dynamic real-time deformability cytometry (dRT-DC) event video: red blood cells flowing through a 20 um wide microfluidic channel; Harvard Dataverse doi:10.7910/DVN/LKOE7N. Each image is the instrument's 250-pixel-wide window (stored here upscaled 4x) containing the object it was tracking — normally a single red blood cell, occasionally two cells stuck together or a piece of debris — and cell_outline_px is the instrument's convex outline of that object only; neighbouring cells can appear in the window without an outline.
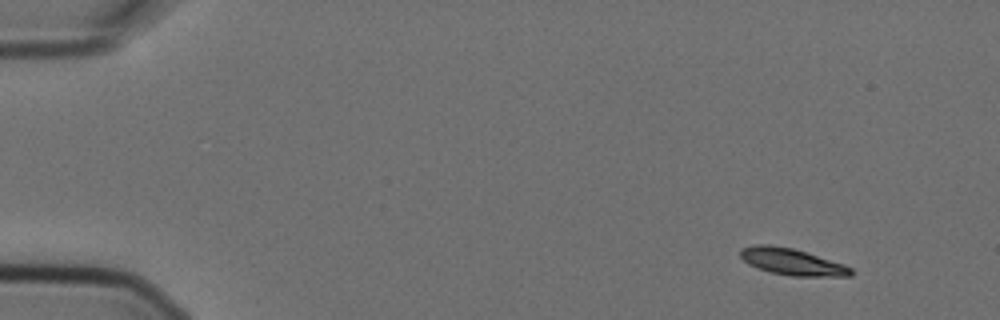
{"species": "Egyptian fruit bat (a non-hibernating species)", "species_latin": "Rousettus aegyptiacus", "temperature_condition": "cold", "stored_images_in_passage": 4, "camera_frame_rate_fps": 3000, "um_per_image_px": 0.085, "animal": {"sex": "female"}, "frame": {"image": 1, "passage_image": 1, "time_ms": 0.0, "image_size_px": [1000, 320], "cell_outline_px": [[856, 272], [852, 276], [792, 276], [772, 272], [748, 264], [740, 256], [740, 248], [756, 244], [768, 244], [792, 248], [844, 264], [852, 268]], "centroid_in_image_um": [67.35, 22.25], "position_along_channel_um": 17.7, "area_um2": 17.05}}